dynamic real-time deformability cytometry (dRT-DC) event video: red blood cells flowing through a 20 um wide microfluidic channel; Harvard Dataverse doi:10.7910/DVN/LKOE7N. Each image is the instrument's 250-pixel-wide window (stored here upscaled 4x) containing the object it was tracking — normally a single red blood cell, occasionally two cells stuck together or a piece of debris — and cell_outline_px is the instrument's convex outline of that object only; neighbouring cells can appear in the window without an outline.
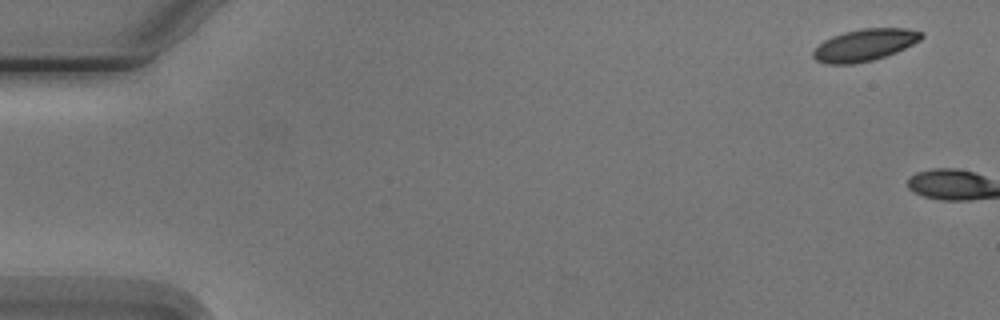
{"species": "Egyptian fruit bat (a non-hibernating species)", "species_latin": "Rousettus aegyptiacus", "temperature_condition": "cold", "stored_images_in_passage": 2, "camera_frame_rate_fps": 3000, "um_per_image_px": 0.085, "animal": {"sex": "male"}, "frame": {"image": 1, "passage_image": 1, "time_ms": 0.0, "image_size_px": [1000, 320], "cell_outline_px": [[924, 36], [920, 40], [896, 52], [872, 60], [852, 64], [824, 64], [816, 60], [812, 56], [812, 52], [824, 40], [832, 36], [844, 32], [860, 28], [904, 28], [924, 32]], "centroid_in_image_um": [73.48, 3.82], "position_along_channel_um": 11.5, "area_um2": 20.11}}